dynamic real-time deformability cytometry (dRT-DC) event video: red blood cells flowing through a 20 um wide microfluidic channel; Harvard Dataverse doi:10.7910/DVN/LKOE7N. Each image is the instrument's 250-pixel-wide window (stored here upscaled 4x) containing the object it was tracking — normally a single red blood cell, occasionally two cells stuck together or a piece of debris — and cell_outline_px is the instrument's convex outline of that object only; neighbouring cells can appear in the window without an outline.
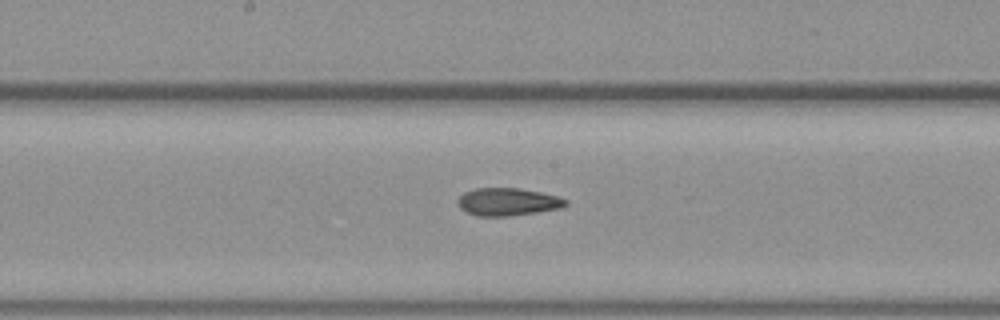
{"species": "common noctule bat (a hibernating species)", "species_latin": "Nyctalus noctula", "temperature_condition": "warm", "stored_images_in_passage": 32, "camera_frame_rate_fps": 3000, "um_per_image_px": 0.085, "animal": {"sex": "female", "body_mass_g": 19.3, "forearm_length_mm": 54.1}, "frame": {"image": 1, "passage_image": 19, "time_ms": 6.0, "image_size_px": [1000, 320], "cell_outline_px": [[568, 204], [560, 208], [536, 212], [508, 216], [476, 216], [464, 212], [456, 204], [456, 200], [464, 192], [476, 188], [520, 188], [540, 192], [556, 196], [568, 200]], "centroid_in_image_um": [43.1, 17.16], "position_along_channel_um": 205.1, "area_um2": 17.51}}